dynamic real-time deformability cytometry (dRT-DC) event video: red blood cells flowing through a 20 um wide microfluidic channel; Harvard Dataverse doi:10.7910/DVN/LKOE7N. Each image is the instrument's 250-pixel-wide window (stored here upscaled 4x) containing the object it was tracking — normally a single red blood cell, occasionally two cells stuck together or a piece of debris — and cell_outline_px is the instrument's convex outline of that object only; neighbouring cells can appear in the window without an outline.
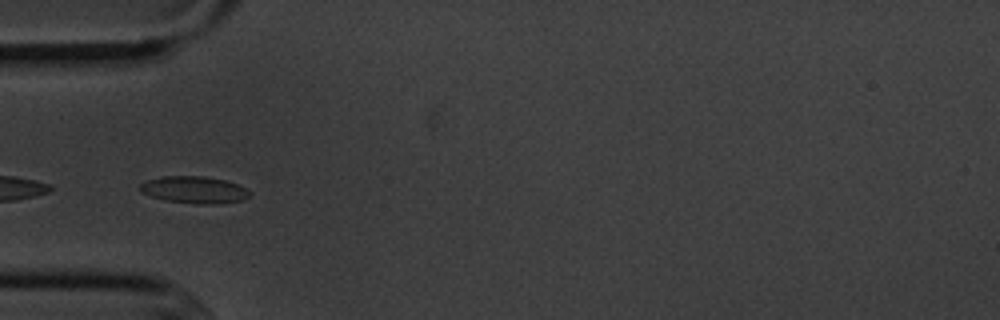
{"species": "common noctule bat (a hibernating species)", "species_latin": "Nyctalus noctula", "temperature_condition": "cold", "stored_images_in_passage": 9, "camera_frame_rate_fps": 3000, "um_per_image_px": 0.085, "animal": {"sex": "male", "body_mass_g": 20.1, "forearm_length_mm": 53.5}, "frame": {"image": 1, "passage_image": 6, "time_ms": 6.0, "image_size_px": [1000, 320], "cell_outline_px": [[252, 192], [244, 200], [220, 204], [196, 204], [164, 200], [140, 192], [136, 188], [144, 180], [160, 176], [204, 176], [224, 180], [236, 184]], "centroid_in_image_um": [16.45, 16.13], "position_along_channel_um": 68.5, "area_um2": 17.51}}
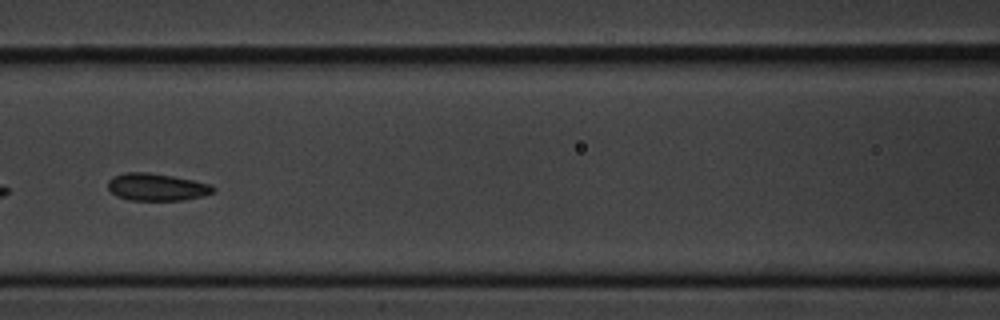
{"frame": {"image": 2, "passage_image": 8, "time_ms": 8.333, "image_size_px": [1000, 320], "cell_outline_px": [[216, 192], [204, 196], [184, 200], [128, 200], [116, 196], [108, 188], [108, 180], [112, 176], [124, 172], [148, 172], [172, 176], [212, 184], [216, 188]], "centroid_in_image_um": [13.34, 15.9], "position_along_channel_um": 153.3, "area_um2": 16.99}}
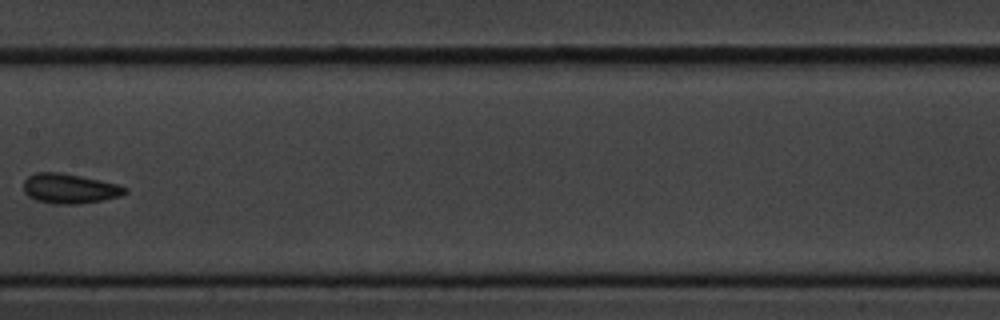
{"frame": {"image": 3, "passage_image": 9, "time_ms": 9.667, "image_size_px": [1000, 320], "cell_outline_px": [[128, 192], [120, 196], [100, 200], [76, 204], [52, 204], [36, 200], [28, 196], [24, 192], [24, 180], [28, 176], [36, 172], [60, 172], [100, 180], [116, 184], [128, 188]], "centroid_in_image_um": [5.89, 16.02], "position_along_channel_um": 201.5, "area_um2": 17.57}}